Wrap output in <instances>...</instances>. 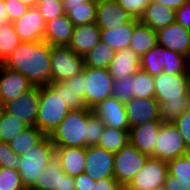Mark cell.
<instances>
[{
    "mask_svg": "<svg viewBox=\"0 0 190 190\" xmlns=\"http://www.w3.org/2000/svg\"><path fill=\"white\" fill-rule=\"evenodd\" d=\"M2 65L28 78L33 86L51 83V46L44 40L21 42Z\"/></svg>",
    "mask_w": 190,
    "mask_h": 190,
    "instance_id": "obj_1",
    "label": "cell"
},
{
    "mask_svg": "<svg viewBox=\"0 0 190 190\" xmlns=\"http://www.w3.org/2000/svg\"><path fill=\"white\" fill-rule=\"evenodd\" d=\"M154 98L160 104V120L172 123L183 112L190 110V74L154 76Z\"/></svg>",
    "mask_w": 190,
    "mask_h": 190,
    "instance_id": "obj_2",
    "label": "cell"
},
{
    "mask_svg": "<svg viewBox=\"0 0 190 190\" xmlns=\"http://www.w3.org/2000/svg\"><path fill=\"white\" fill-rule=\"evenodd\" d=\"M90 108L71 110L48 136L55 147H87Z\"/></svg>",
    "mask_w": 190,
    "mask_h": 190,
    "instance_id": "obj_3",
    "label": "cell"
},
{
    "mask_svg": "<svg viewBox=\"0 0 190 190\" xmlns=\"http://www.w3.org/2000/svg\"><path fill=\"white\" fill-rule=\"evenodd\" d=\"M70 112L61 94L50 85L39 86V106L36 127L46 136L65 119Z\"/></svg>",
    "mask_w": 190,
    "mask_h": 190,
    "instance_id": "obj_4",
    "label": "cell"
},
{
    "mask_svg": "<svg viewBox=\"0 0 190 190\" xmlns=\"http://www.w3.org/2000/svg\"><path fill=\"white\" fill-rule=\"evenodd\" d=\"M55 153V146L48 136L28 152L20 155L21 165L18 170L24 187L30 189L39 178L40 173L48 166Z\"/></svg>",
    "mask_w": 190,
    "mask_h": 190,
    "instance_id": "obj_5",
    "label": "cell"
},
{
    "mask_svg": "<svg viewBox=\"0 0 190 190\" xmlns=\"http://www.w3.org/2000/svg\"><path fill=\"white\" fill-rule=\"evenodd\" d=\"M84 102L87 108L93 109L101 101L111 96L113 78L108 69L83 67Z\"/></svg>",
    "mask_w": 190,
    "mask_h": 190,
    "instance_id": "obj_6",
    "label": "cell"
},
{
    "mask_svg": "<svg viewBox=\"0 0 190 190\" xmlns=\"http://www.w3.org/2000/svg\"><path fill=\"white\" fill-rule=\"evenodd\" d=\"M84 57L68 46H51V83L68 80L82 72Z\"/></svg>",
    "mask_w": 190,
    "mask_h": 190,
    "instance_id": "obj_7",
    "label": "cell"
},
{
    "mask_svg": "<svg viewBox=\"0 0 190 190\" xmlns=\"http://www.w3.org/2000/svg\"><path fill=\"white\" fill-rule=\"evenodd\" d=\"M149 157L128 142L114 155V178L125 188Z\"/></svg>",
    "mask_w": 190,
    "mask_h": 190,
    "instance_id": "obj_8",
    "label": "cell"
},
{
    "mask_svg": "<svg viewBox=\"0 0 190 190\" xmlns=\"http://www.w3.org/2000/svg\"><path fill=\"white\" fill-rule=\"evenodd\" d=\"M187 153L188 148L179 130L171 122L163 123L157 135L154 153L150 157L168 162Z\"/></svg>",
    "mask_w": 190,
    "mask_h": 190,
    "instance_id": "obj_9",
    "label": "cell"
},
{
    "mask_svg": "<svg viewBox=\"0 0 190 190\" xmlns=\"http://www.w3.org/2000/svg\"><path fill=\"white\" fill-rule=\"evenodd\" d=\"M167 174L168 164L166 161L149 157L124 190H154L156 187L164 185Z\"/></svg>",
    "mask_w": 190,
    "mask_h": 190,
    "instance_id": "obj_10",
    "label": "cell"
},
{
    "mask_svg": "<svg viewBox=\"0 0 190 190\" xmlns=\"http://www.w3.org/2000/svg\"><path fill=\"white\" fill-rule=\"evenodd\" d=\"M30 190H76V186L74 177L63 171L60 159L54 153Z\"/></svg>",
    "mask_w": 190,
    "mask_h": 190,
    "instance_id": "obj_11",
    "label": "cell"
},
{
    "mask_svg": "<svg viewBox=\"0 0 190 190\" xmlns=\"http://www.w3.org/2000/svg\"><path fill=\"white\" fill-rule=\"evenodd\" d=\"M115 153L99 146L86 147L85 171L94 181L114 178Z\"/></svg>",
    "mask_w": 190,
    "mask_h": 190,
    "instance_id": "obj_12",
    "label": "cell"
},
{
    "mask_svg": "<svg viewBox=\"0 0 190 190\" xmlns=\"http://www.w3.org/2000/svg\"><path fill=\"white\" fill-rule=\"evenodd\" d=\"M38 106L39 86H33L18 98L5 103L4 111L23 121L28 126H36Z\"/></svg>",
    "mask_w": 190,
    "mask_h": 190,
    "instance_id": "obj_13",
    "label": "cell"
},
{
    "mask_svg": "<svg viewBox=\"0 0 190 190\" xmlns=\"http://www.w3.org/2000/svg\"><path fill=\"white\" fill-rule=\"evenodd\" d=\"M92 110L102 120L105 127L123 131L130 130L125 103L115 97L110 96L106 98Z\"/></svg>",
    "mask_w": 190,
    "mask_h": 190,
    "instance_id": "obj_14",
    "label": "cell"
},
{
    "mask_svg": "<svg viewBox=\"0 0 190 190\" xmlns=\"http://www.w3.org/2000/svg\"><path fill=\"white\" fill-rule=\"evenodd\" d=\"M45 24L37 7H30L24 15L13 22L15 32L21 42L43 40Z\"/></svg>",
    "mask_w": 190,
    "mask_h": 190,
    "instance_id": "obj_15",
    "label": "cell"
},
{
    "mask_svg": "<svg viewBox=\"0 0 190 190\" xmlns=\"http://www.w3.org/2000/svg\"><path fill=\"white\" fill-rule=\"evenodd\" d=\"M125 109L130 128L160 120V104L155 98H132L125 102Z\"/></svg>",
    "mask_w": 190,
    "mask_h": 190,
    "instance_id": "obj_16",
    "label": "cell"
},
{
    "mask_svg": "<svg viewBox=\"0 0 190 190\" xmlns=\"http://www.w3.org/2000/svg\"><path fill=\"white\" fill-rule=\"evenodd\" d=\"M33 87L27 77L0 65V103L4 105Z\"/></svg>",
    "mask_w": 190,
    "mask_h": 190,
    "instance_id": "obj_17",
    "label": "cell"
},
{
    "mask_svg": "<svg viewBox=\"0 0 190 190\" xmlns=\"http://www.w3.org/2000/svg\"><path fill=\"white\" fill-rule=\"evenodd\" d=\"M157 41L158 46L187 57L190 51V29L174 22L157 31Z\"/></svg>",
    "mask_w": 190,
    "mask_h": 190,
    "instance_id": "obj_18",
    "label": "cell"
},
{
    "mask_svg": "<svg viewBox=\"0 0 190 190\" xmlns=\"http://www.w3.org/2000/svg\"><path fill=\"white\" fill-rule=\"evenodd\" d=\"M57 94H61L69 110L87 108L84 102V74L81 73L61 82L49 84Z\"/></svg>",
    "mask_w": 190,
    "mask_h": 190,
    "instance_id": "obj_19",
    "label": "cell"
},
{
    "mask_svg": "<svg viewBox=\"0 0 190 190\" xmlns=\"http://www.w3.org/2000/svg\"><path fill=\"white\" fill-rule=\"evenodd\" d=\"M133 19L116 0H97L96 24L100 29L120 27Z\"/></svg>",
    "mask_w": 190,
    "mask_h": 190,
    "instance_id": "obj_20",
    "label": "cell"
},
{
    "mask_svg": "<svg viewBox=\"0 0 190 190\" xmlns=\"http://www.w3.org/2000/svg\"><path fill=\"white\" fill-rule=\"evenodd\" d=\"M162 124L161 120H152L131 127L129 130V142L141 153L151 156L154 153L157 135Z\"/></svg>",
    "mask_w": 190,
    "mask_h": 190,
    "instance_id": "obj_21",
    "label": "cell"
},
{
    "mask_svg": "<svg viewBox=\"0 0 190 190\" xmlns=\"http://www.w3.org/2000/svg\"><path fill=\"white\" fill-rule=\"evenodd\" d=\"M101 42V31L96 22L74 27L68 47L76 54L85 57Z\"/></svg>",
    "mask_w": 190,
    "mask_h": 190,
    "instance_id": "obj_22",
    "label": "cell"
},
{
    "mask_svg": "<svg viewBox=\"0 0 190 190\" xmlns=\"http://www.w3.org/2000/svg\"><path fill=\"white\" fill-rule=\"evenodd\" d=\"M74 27L67 14L49 20L45 24L43 40L50 46H68Z\"/></svg>",
    "mask_w": 190,
    "mask_h": 190,
    "instance_id": "obj_23",
    "label": "cell"
},
{
    "mask_svg": "<svg viewBox=\"0 0 190 190\" xmlns=\"http://www.w3.org/2000/svg\"><path fill=\"white\" fill-rule=\"evenodd\" d=\"M140 69V57L131 49L116 51V54L109 64L108 72L113 80L125 76L134 75Z\"/></svg>",
    "mask_w": 190,
    "mask_h": 190,
    "instance_id": "obj_24",
    "label": "cell"
},
{
    "mask_svg": "<svg viewBox=\"0 0 190 190\" xmlns=\"http://www.w3.org/2000/svg\"><path fill=\"white\" fill-rule=\"evenodd\" d=\"M55 154L60 159L63 171L72 177L85 171L86 148L83 147H55Z\"/></svg>",
    "mask_w": 190,
    "mask_h": 190,
    "instance_id": "obj_25",
    "label": "cell"
},
{
    "mask_svg": "<svg viewBox=\"0 0 190 190\" xmlns=\"http://www.w3.org/2000/svg\"><path fill=\"white\" fill-rule=\"evenodd\" d=\"M139 20L157 32L176 22V10L156 2H151Z\"/></svg>",
    "mask_w": 190,
    "mask_h": 190,
    "instance_id": "obj_26",
    "label": "cell"
},
{
    "mask_svg": "<svg viewBox=\"0 0 190 190\" xmlns=\"http://www.w3.org/2000/svg\"><path fill=\"white\" fill-rule=\"evenodd\" d=\"M157 45V32L139 19H135V29L129 43V49L141 57Z\"/></svg>",
    "mask_w": 190,
    "mask_h": 190,
    "instance_id": "obj_27",
    "label": "cell"
},
{
    "mask_svg": "<svg viewBox=\"0 0 190 190\" xmlns=\"http://www.w3.org/2000/svg\"><path fill=\"white\" fill-rule=\"evenodd\" d=\"M135 29V18L125 25L115 28L100 29L101 42L115 51L129 48L133 32Z\"/></svg>",
    "mask_w": 190,
    "mask_h": 190,
    "instance_id": "obj_28",
    "label": "cell"
},
{
    "mask_svg": "<svg viewBox=\"0 0 190 190\" xmlns=\"http://www.w3.org/2000/svg\"><path fill=\"white\" fill-rule=\"evenodd\" d=\"M68 19L75 27L96 22L97 0L77 5H64Z\"/></svg>",
    "mask_w": 190,
    "mask_h": 190,
    "instance_id": "obj_29",
    "label": "cell"
},
{
    "mask_svg": "<svg viewBox=\"0 0 190 190\" xmlns=\"http://www.w3.org/2000/svg\"><path fill=\"white\" fill-rule=\"evenodd\" d=\"M45 137L46 135L36 126H29L11 140L9 143L10 148L14 153L23 155L39 144Z\"/></svg>",
    "mask_w": 190,
    "mask_h": 190,
    "instance_id": "obj_30",
    "label": "cell"
},
{
    "mask_svg": "<svg viewBox=\"0 0 190 190\" xmlns=\"http://www.w3.org/2000/svg\"><path fill=\"white\" fill-rule=\"evenodd\" d=\"M116 51L100 42L84 57V66L96 69H108Z\"/></svg>",
    "mask_w": 190,
    "mask_h": 190,
    "instance_id": "obj_31",
    "label": "cell"
},
{
    "mask_svg": "<svg viewBox=\"0 0 190 190\" xmlns=\"http://www.w3.org/2000/svg\"><path fill=\"white\" fill-rule=\"evenodd\" d=\"M129 142V131L105 127L98 142L99 147L117 153Z\"/></svg>",
    "mask_w": 190,
    "mask_h": 190,
    "instance_id": "obj_32",
    "label": "cell"
},
{
    "mask_svg": "<svg viewBox=\"0 0 190 190\" xmlns=\"http://www.w3.org/2000/svg\"><path fill=\"white\" fill-rule=\"evenodd\" d=\"M155 82L154 76L139 69L132 80V98H154Z\"/></svg>",
    "mask_w": 190,
    "mask_h": 190,
    "instance_id": "obj_33",
    "label": "cell"
},
{
    "mask_svg": "<svg viewBox=\"0 0 190 190\" xmlns=\"http://www.w3.org/2000/svg\"><path fill=\"white\" fill-rule=\"evenodd\" d=\"M163 47L156 46L140 57V69L151 76L160 75L164 72Z\"/></svg>",
    "mask_w": 190,
    "mask_h": 190,
    "instance_id": "obj_34",
    "label": "cell"
},
{
    "mask_svg": "<svg viewBox=\"0 0 190 190\" xmlns=\"http://www.w3.org/2000/svg\"><path fill=\"white\" fill-rule=\"evenodd\" d=\"M20 43L21 41L15 32L13 23H4L0 30V64L8 58Z\"/></svg>",
    "mask_w": 190,
    "mask_h": 190,
    "instance_id": "obj_35",
    "label": "cell"
},
{
    "mask_svg": "<svg viewBox=\"0 0 190 190\" xmlns=\"http://www.w3.org/2000/svg\"><path fill=\"white\" fill-rule=\"evenodd\" d=\"M28 127L23 121L4 111L0 120V142L10 143L17 134Z\"/></svg>",
    "mask_w": 190,
    "mask_h": 190,
    "instance_id": "obj_36",
    "label": "cell"
},
{
    "mask_svg": "<svg viewBox=\"0 0 190 190\" xmlns=\"http://www.w3.org/2000/svg\"><path fill=\"white\" fill-rule=\"evenodd\" d=\"M164 72L167 74H190L187 57L167 48H163Z\"/></svg>",
    "mask_w": 190,
    "mask_h": 190,
    "instance_id": "obj_37",
    "label": "cell"
},
{
    "mask_svg": "<svg viewBox=\"0 0 190 190\" xmlns=\"http://www.w3.org/2000/svg\"><path fill=\"white\" fill-rule=\"evenodd\" d=\"M168 172L176 177L177 181L190 182V157H177L167 162Z\"/></svg>",
    "mask_w": 190,
    "mask_h": 190,
    "instance_id": "obj_38",
    "label": "cell"
},
{
    "mask_svg": "<svg viewBox=\"0 0 190 190\" xmlns=\"http://www.w3.org/2000/svg\"><path fill=\"white\" fill-rule=\"evenodd\" d=\"M36 7L45 22L66 14L62 0H40Z\"/></svg>",
    "mask_w": 190,
    "mask_h": 190,
    "instance_id": "obj_39",
    "label": "cell"
},
{
    "mask_svg": "<svg viewBox=\"0 0 190 190\" xmlns=\"http://www.w3.org/2000/svg\"><path fill=\"white\" fill-rule=\"evenodd\" d=\"M24 184L17 170L0 167V190H24Z\"/></svg>",
    "mask_w": 190,
    "mask_h": 190,
    "instance_id": "obj_40",
    "label": "cell"
},
{
    "mask_svg": "<svg viewBox=\"0 0 190 190\" xmlns=\"http://www.w3.org/2000/svg\"><path fill=\"white\" fill-rule=\"evenodd\" d=\"M87 127V147L98 145L105 126L102 120L94 114L92 109L88 112Z\"/></svg>",
    "mask_w": 190,
    "mask_h": 190,
    "instance_id": "obj_41",
    "label": "cell"
},
{
    "mask_svg": "<svg viewBox=\"0 0 190 190\" xmlns=\"http://www.w3.org/2000/svg\"><path fill=\"white\" fill-rule=\"evenodd\" d=\"M132 80L133 75L125 76L118 80H113L111 96L126 102L132 99Z\"/></svg>",
    "mask_w": 190,
    "mask_h": 190,
    "instance_id": "obj_42",
    "label": "cell"
},
{
    "mask_svg": "<svg viewBox=\"0 0 190 190\" xmlns=\"http://www.w3.org/2000/svg\"><path fill=\"white\" fill-rule=\"evenodd\" d=\"M21 165L20 155L14 153L9 143L0 142V167L19 170Z\"/></svg>",
    "mask_w": 190,
    "mask_h": 190,
    "instance_id": "obj_43",
    "label": "cell"
},
{
    "mask_svg": "<svg viewBox=\"0 0 190 190\" xmlns=\"http://www.w3.org/2000/svg\"><path fill=\"white\" fill-rule=\"evenodd\" d=\"M133 18L140 19L152 0H116Z\"/></svg>",
    "mask_w": 190,
    "mask_h": 190,
    "instance_id": "obj_44",
    "label": "cell"
},
{
    "mask_svg": "<svg viewBox=\"0 0 190 190\" xmlns=\"http://www.w3.org/2000/svg\"><path fill=\"white\" fill-rule=\"evenodd\" d=\"M172 123L179 130L186 147L190 149V110L183 112Z\"/></svg>",
    "mask_w": 190,
    "mask_h": 190,
    "instance_id": "obj_45",
    "label": "cell"
},
{
    "mask_svg": "<svg viewBox=\"0 0 190 190\" xmlns=\"http://www.w3.org/2000/svg\"><path fill=\"white\" fill-rule=\"evenodd\" d=\"M7 13V22H15L18 18L24 15L29 7L19 0H4Z\"/></svg>",
    "mask_w": 190,
    "mask_h": 190,
    "instance_id": "obj_46",
    "label": "cell"
},
{
    "mask_svg": "<svg viewBox=\"0 0 190 190\" xmlns=\"http://www.w3.org/2000/svg\"><path fill=\"white\" fill-rule=\"evenodd\" d=\"M176 22L190 29V0L176 10Z\"/></svg>",
    "mask_w": 190,
    "mask_h": 190,
    "instance_id": "obj_47",
    "label": "cell"
},
{
    "mask_svg": "<svg viewBox=\"0 0 190 190\" xmlns=\"http://www.w3.org/2000/svg\"><path fill=\"white\" fill-rule=\"evenodd\" d=\"M93 190H124V187L115 178H105L96 181Z\"/></svg>",
    "mask_w": 190,
    "mask_h": 190,
    "instance_id": "obj_48",
    "label": "cell"
},
{
    "mask_svg": "<svg viewBox=\"0 0 190 190\" xmlns=\"http://www.w3.org/2000/svg\"><path fill=\"white\" fill-rule=\"evenodd\" d=\"M164 186L168 190H190V182L177 181L169 172L165 178Z\"/></svg>",
    "mask_w": 190,
    "mask_h": 190,
    "instance_id": "obj_49",
    "label": "cell"
},
{
    "mask_svg": "<svg viewBox=\"0 0 190 190\" xmlns=\"http://www.w3.org/2000/svg\"><path fill=\"white\" fill-rule=\"evenodd\" d=\"M76 190H93L94 181L86 173L74 177Z\"/></svg>",
    "mask_w": 190,
    "mask_h": 190,
    "instance_id": "obj_50",
    "label": "cell"
},
{
    "mask_svg": "<svg viewBox=\"0 0 190 190\" xmlns=\"http://www.w3.org/2000/svg\"><path fill=\"white\" fill-rule=\"evenodd\" d=\"M188 0H152V2H156L158 4H162L166 7H170L174 10L179 9L183 4H185Z\"/></svg>",
    "mask_w": 190,
    "mask_h": 190,
    "instance_id": "obj_51",
    "label": "cell"
},
{
    "mask_svg": "<svg viewBox=\"0 0 190 190\" xmlns=\"http://www.w3.org/2000/svg\"><path fill=\"white\" fill-rule=\"evenodd\" d=\"M0 20L4 23H7V13L4 0H0Z\"/></svg>",
    "mask_w": 190,
    "mask_h": 190,
    "instance_id": "obj_52",
    "label": "cell"
},
{
    "mask_svg": "<svg viewBox=\"0 0 190 190\" xmlns=\"http://www.w3.org/2000/svg\"><path fill=\"white\" fill-rule=\"evenodd\" d=\"M63 1V5H79L83 2H88V1H92V0H62Z\"/></svg>",
    "mask_w": 190,
    "mask_h": 190,
    "instance_id": "obj_53",
    "label": "cell"
},
{
    "mask_svg": "<svg viewBox=\"0 0 190 190\" xmlns=\"http://www.w3.org/2000/svg\"><path fill=\"white\" fill-rule=\"evenodd\" d=\"M19 1L26 4L29 8L36 7L38 4V0H19Z\"/></svg>",
    "mask_w": 190,
    "mask_h": 190,
    "instance_id": "obj_54",
    "label": "cell"
},
{
    "mask_svg": "<svg viewBox=\"0 0 190 190\" xmlns=\"http://www.w3.org/2000/svg\"><path fill=\"white\" fill-rule=\"evenodd\" d=\"M3 113H4V105H2L0 103V120H1V117H2Z\"/></svg>",
    "mask_w": 190,
    "mask_h": 190,
    "instance_id": "obj_55",
    "label": "cell"
},
{
    "mask_svg": "<svg viewBox=\"0 0 190 190\" xmlns=\"http://www.w3.org/2000/svg\"><path fill=\"white\" fill-rule=\"evenodd\" d=\"M187 66H188V70L190 71V51H189V54L187 56Z\"/></svg>",
    "mask_w": 190,
    "mask_h": 190,
    "instance_id": "obj_56",
    "label": "cell"
},
{
    "mask_svg": "<svg viewBox=\"0 0 190 190\" xmlns=\"http://www.w3.org/2000/svg\"><path fill=\"white\" fill-rule=\"evenodd\" d=\"M154 190H168L164 185L156 187Z\"/></svg>",
    "mask_w": 190,
    "mask_h": 190,
    "instance_id": "obj_57",
    "label": "cell"
},
{
    "mask_svg": "<svg viewBox=\"0 0 190 190\" xmlns=\"http://www.w3.org/2000/svg\"><path fill=\"white\" fill-rule=\"evenodd\" d=\"M3 24H4V22H2V21L0 20V30L2 29Z\"/></svg>",
    "mask_w": 190,
    "mask_h": 190,
    "instance_id": "obj_58",
    "label": "cell"
},
{
    "mask_svg": "<svg viewBox=\"0 0 190 190\" xmlns=\"http://www.w3.org/2000/svg\"><path fill=\"white\" fill-rule=\"evenodd\" d=\"M187 154H188V156L190 157V149H188V153H187Z\"/></svg>",
    "mask_w": 190,
    "mask_h": 190,
    "instance_id": "obj_59",
    "label": "cell"
}]
</instances>
